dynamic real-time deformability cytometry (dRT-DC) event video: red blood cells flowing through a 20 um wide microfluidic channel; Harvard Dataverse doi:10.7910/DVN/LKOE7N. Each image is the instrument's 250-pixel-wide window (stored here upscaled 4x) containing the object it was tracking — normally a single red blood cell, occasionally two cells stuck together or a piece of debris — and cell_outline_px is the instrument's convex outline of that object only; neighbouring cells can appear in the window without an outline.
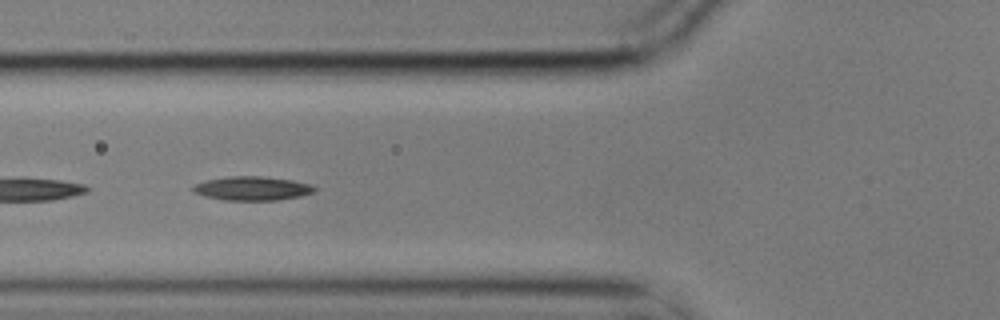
{"species": "common noctule bat (a hibernating species)", "species_latin": "Nyctalus noctula", "temperature_condition": "cold", "stored_images_in_passage": 7, "segment_of_instrument_passage": [2, 2], "camera_frame_rate_fps": 3000, "um_per_image_px": 0.085, "animal": {"sex": "male", "body_mass_g": 17.9}, "frame": {"image": 1, "passage_image": 5, "time_ms": 1.333, "image_size_px": [1000, 320], "cell_outline_px": [[316, 192], [300, 196], [276, 200], [224, 200], [204, 196], [192, 192], [192, 188], [196, 184], [208, 180], [228, 176], [260, 176], [292, 180], [312, 184], [316, 188]], "centroid_in_image_um": [21.46, 16.01], "position_along_channel_um": 104.3, "area_um2": 16.94}}
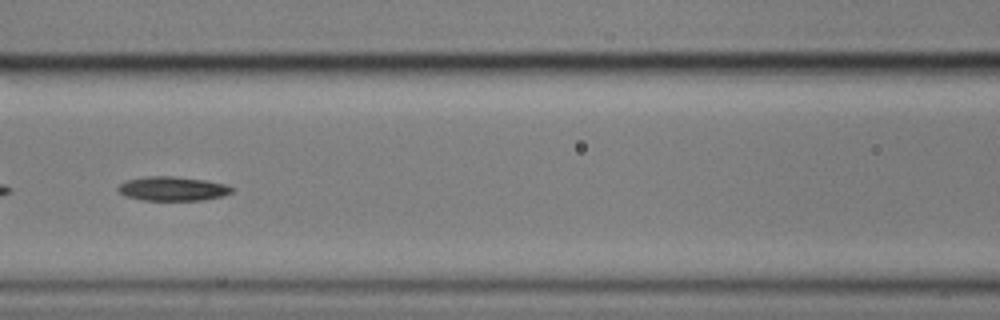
{"frame": {"image": 2, "passage_image": 6, "time_ms": 1.667, "image_size_px": [1000, 320], "cell_outline_px": [[236, 188], [232, 192], [220, 196], [204, 200], [140, 200], [124, 196], [116, 188], [124, 180], [148, 176], [172, 176], [204, 180], [224, 184]], "centroid_in_image_um": [14.63, 16.04], "position_along_channel_um": 152.0, "area_um2": 16.07}}
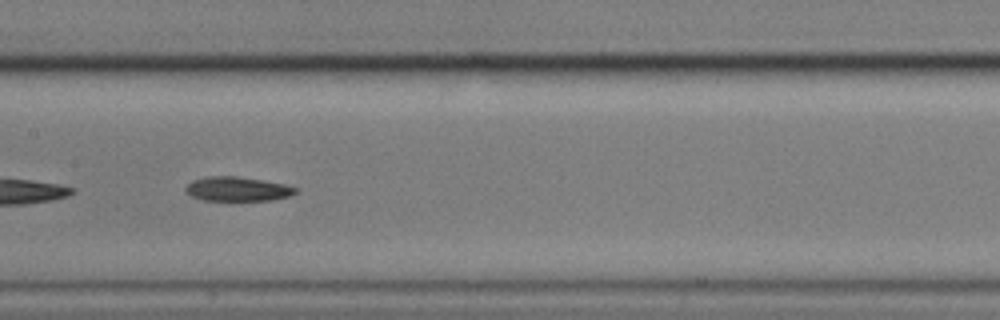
{"frame": {"image": 3, "passage_image": 7, "time_ms": 2.0, "image_size_px": [1000, 320], "cell_outline_px": [[300, 188], [296, 192], [288, 196], [272, 200], [204, 200], [192, 196], [184, 192], [184, 188], [192, 180], [208, 176], [236, 176], [284, 184]], "centroid_in_image_um": [20.16, 16.06], "position_along_channel_um": 187.2, "area_um2": 15.49}}